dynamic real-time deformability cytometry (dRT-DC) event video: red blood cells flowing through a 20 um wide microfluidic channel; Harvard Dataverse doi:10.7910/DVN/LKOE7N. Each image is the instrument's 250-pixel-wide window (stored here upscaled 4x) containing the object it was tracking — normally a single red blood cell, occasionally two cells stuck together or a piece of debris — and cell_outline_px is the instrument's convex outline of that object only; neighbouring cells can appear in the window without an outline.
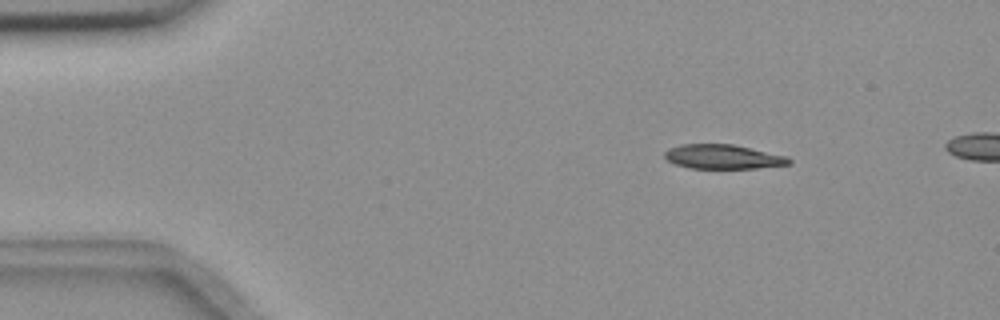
{"species": "common noctule bat (a hibernating species)", "species_latin": "Nyctalus noctula", "temperature_condition": "room temperature", "stored_images_in_passage": 3, "camera_frame_rate_fps": 3000, "um_per_image_px": 0.085, "animal": {"sex": "female", "body_mass_g": 18.4}, "frame": {"image": 1, "passage_image": 1, "time_ms": 0.0, "image_size_px": [1000, 320], "cell_outline_px": [[792, 164], [756, 168], [688, 168], [676, 164], [668, 160], [664, 156], [664, 152], [668, 148], [680, 144], [732, 144], [788, 156], [792, 160]], "centroid_in_image_um": [61.47, 13.32], "position_along_channel_um": 23.5, "area_um2": 17.69}}